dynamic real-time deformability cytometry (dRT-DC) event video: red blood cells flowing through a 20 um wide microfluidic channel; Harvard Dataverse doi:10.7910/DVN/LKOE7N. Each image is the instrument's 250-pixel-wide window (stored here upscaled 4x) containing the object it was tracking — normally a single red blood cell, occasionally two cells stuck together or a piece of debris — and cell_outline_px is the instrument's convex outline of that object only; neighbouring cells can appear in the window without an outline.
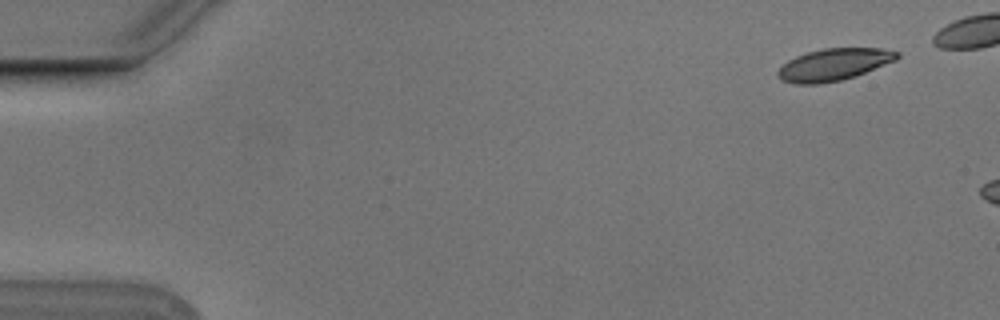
{"species": "Egyptian fruit bat (a non-hibernating species)", "species_latin": "Rousettus aegyptiacus", "temperature_condition": "cold", "stored_images_in_passage": 3, "camera_frame_rate_fps": 3000, "um_per_image_px": 0.085, "animal": {"sex": "male"}, "frame": {"image": 1, "passage_image": 1, "time_ms": 0.0, "image_size_px": [1000, 320], "cell_outline_px": [[900, 56], [896, 60], [856, 76], [840, 80], [820, 84], [796, 84], [780, 80], [776, 76], [776, 72], [788, 60], [796, 56], [808, 52], [824, 48], [880, 48], [900, 52]], "centroid_in_image_um": [70.86, 5.49], "position_along_channel_um": 14.1, "area_um2": 22.31}}